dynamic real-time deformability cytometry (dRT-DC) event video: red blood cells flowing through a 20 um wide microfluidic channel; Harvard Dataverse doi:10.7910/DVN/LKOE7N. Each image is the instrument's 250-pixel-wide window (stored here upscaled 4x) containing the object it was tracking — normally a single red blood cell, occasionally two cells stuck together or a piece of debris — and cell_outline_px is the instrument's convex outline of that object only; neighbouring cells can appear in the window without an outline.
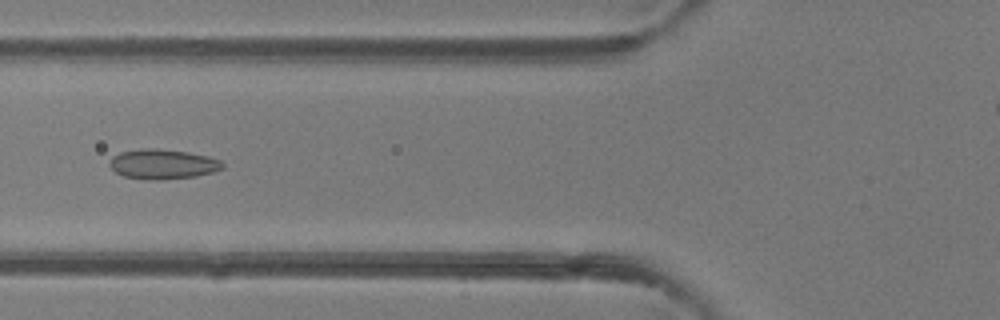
{"species": "common noctule bat (a hibernating species)", "species_latin": "Nyctalus noctula", "temperature_condition": "room temperature", "stored_images_in_passage": 28, "camera_frame_rate_fps": 3000, "um_per_image_px": 0.085, "animal": {"sex": "female"}, "frame": {"image": 1, "passage_image": 8, "time_ms": 2.333, "image_size_px": [1000, 320], "cell_outline_px": [[224, 168], [212, 172], [196, 176], [160, 180], [152, 180], [124, 176], [116, 172], [108, 164], [108, 160], [112, 156], [120, 152], [144, 148], [156, 148], [188, 152], [208, 156], [220, 160], [224, 164]], "centroid_in_image_um": [13.82, 13.94], "position_along_channel_um": 112.0, "area_um2": 19.71}}
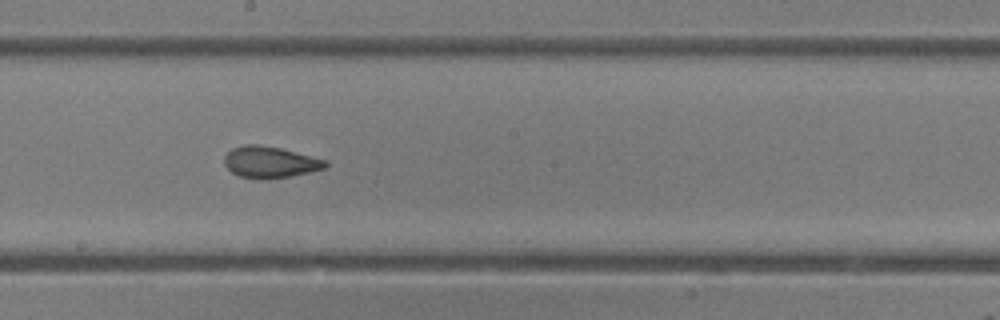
{"frame": {"image": 2, "passage_image": 16, "time_ms": 5.0, "image_size_px": [1000, 320], "cell_outline_px": [[328, 164], [324, 168], [308, 172], [288, 176], [240, 176], [232, 172], [224, 164], [224, 156], [232, 148], [244, 144], [260, 144], [280, 148], [328, 160]], "centroid_in_image_um": [22.95, 13.72], "position_along_channel_um": 225.2, "area_um2": 17.8}}
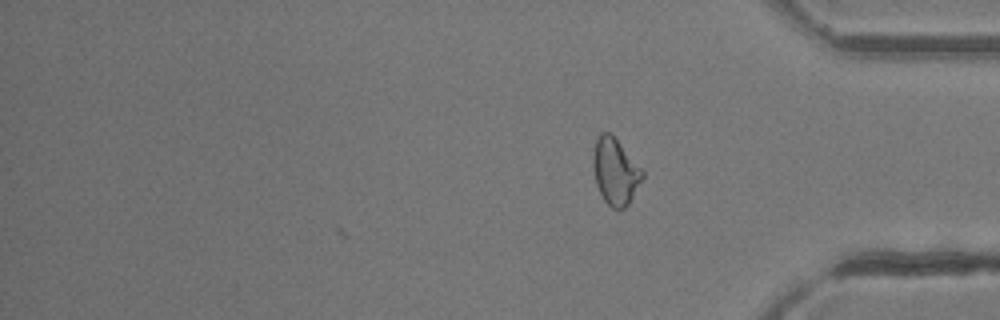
{"frame": {"image": 3, "passage_image": 28, "time_ms": 9.0, "image_size_px": [1000, 320], "cell_outline_px": [[644, 176], [628, 204], [620, 212], [612, 208], [604, 200], [596, 184], [592, 168], [592, 156], [596, 140], [600, 132], [612, 132], [644, 172]], "centroid_in_image_um": [52.28, 14.56], "position_along_channel_um": 382.9, "area_um2": 19.31}, "authors_computed_cell_mechanics": {"area_um2": 18.0047, "velocity_mm_per_s": 4.2364, "shape_relaxation_time_tau1_ms": null, "shape_relaxation_time_tau2_ms": 1.6236, "deformation_change_tau1": null, "deformation_change_tau2": 0.0721}}